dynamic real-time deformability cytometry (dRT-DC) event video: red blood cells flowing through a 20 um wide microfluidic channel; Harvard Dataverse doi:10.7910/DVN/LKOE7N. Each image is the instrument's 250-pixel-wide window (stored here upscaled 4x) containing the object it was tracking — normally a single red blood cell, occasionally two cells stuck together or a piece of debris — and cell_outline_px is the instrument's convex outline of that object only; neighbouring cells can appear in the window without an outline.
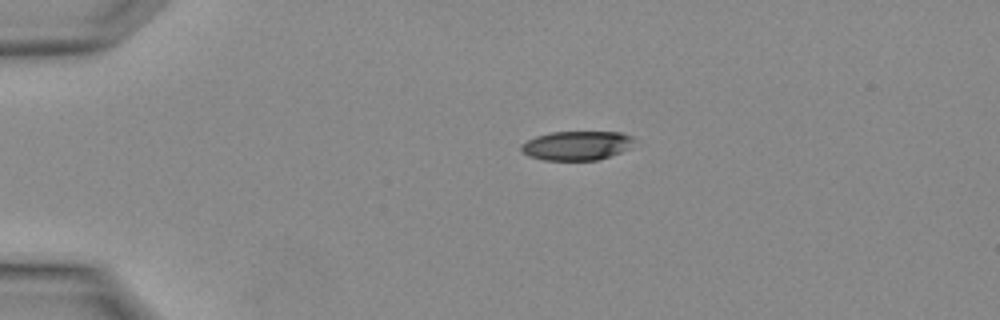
{"species": "Egyptian fruit bat (a non-hibernating species)", "species_latin": "Rousettus aegyptiacus", "temperature_condition": "warm", "stored_images_in_passage": 2, "camera_frame_rate_fps": 3000, "um_per_image_px": 0.085, "animal": {"sex": "female"}, "frame": {"image": 1, "passage_image": 1, "time_ms": 0.0, "image_size_px": [1000, 320], "cell_outline_px": [[632, 140], [628, 148], [620, 152], [596, 160], [544, 160], [528, 156], [520, 148], [520, 144], [536, 136], [552, 132], [620, 132], [632, 136]], "centroid_in_image_um": [48.96, 12.37], "position_along_channel_um": 36.0, "area_um2": 18.9}}
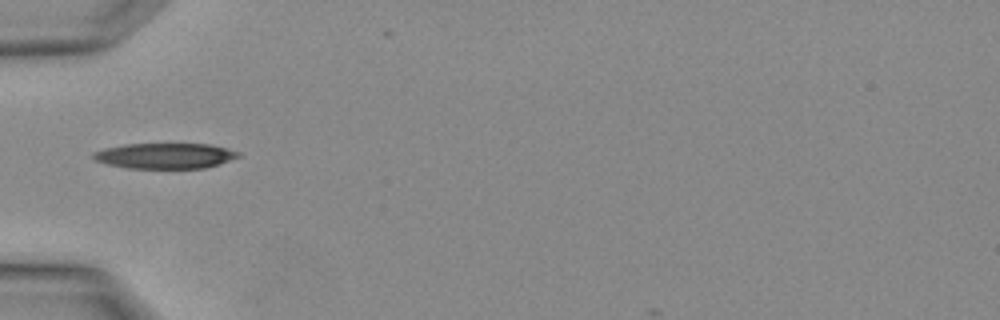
{"frame": {"image": 2, "passage_image": 2, "time_ms": 0.333, "image_size_px": [1000, 320], "cell_outline_px": [[240, 156], [220, 164], [204, 168], [128, 168], [108, 164], [96, 160], [92, 156], [92, 152], [104, 148], [124, 144], [208, 144], [228, 148], [240, 152]], "centroid_in_image_um": [14.04, 13.24], "position_along_channel_um": 71.0, "area_um2": 21.56}}